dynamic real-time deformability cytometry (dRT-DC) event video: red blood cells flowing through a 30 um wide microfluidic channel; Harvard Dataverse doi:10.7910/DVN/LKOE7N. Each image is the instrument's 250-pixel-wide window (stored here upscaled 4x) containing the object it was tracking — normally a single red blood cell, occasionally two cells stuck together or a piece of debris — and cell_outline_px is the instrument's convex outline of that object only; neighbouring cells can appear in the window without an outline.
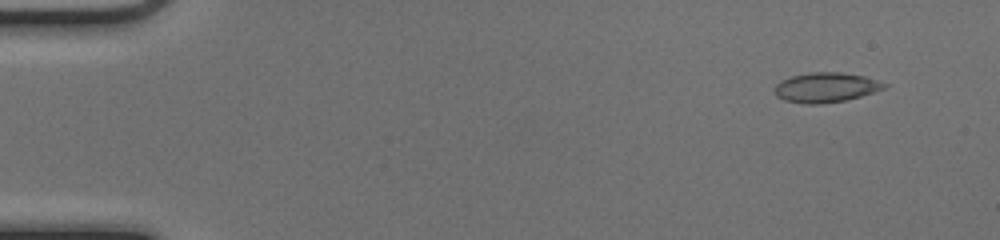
{"species": "common noctule bat (a hibernating species)", "species_latin": "Nyctalus noctula", "temperature_condition": "cold", "stored_images_in_passage": 50, "camera_frame_rate_fps": 3000, "um_per_image_px": 0.085, "animal": {"sex": "female", "body_mass_g": 17.0, "forearm_length_mm": 48.0}, "frame": {"image": 1, "passage_image": 4, "time_ms": 1.0, "image_size_px": [1000, 240], "cell_outline_px": [[888, 84], [884, 88], [860, 96], [844, 100], [820, 104], [808, 104], [784, 100], [776, 96], [772, 92], [776, 84], [780, 80], [792, 76], [808, 72], [840, 72], [864, 76]], "centroid_in_image_um": [70.13, 7.42], "position_along_channel_um": 14.9, "area_um2": 18.96}}
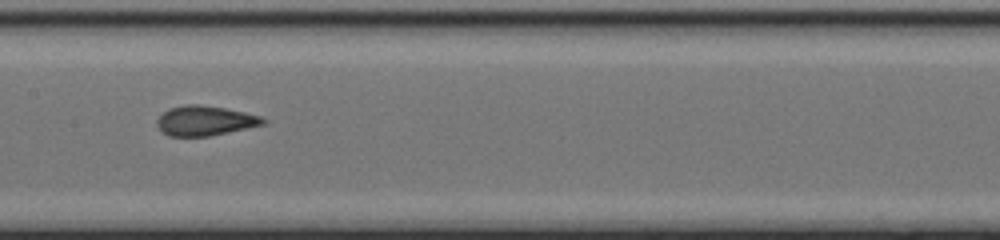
{"frame": {"image": 2, "passage_image": 26, "time_ms": 8.333, "image_size_px": [1000, 240], "cell_outline_px": [[268, 120], [264, 124], [248, 128], [208, 136], [168, 136], [156, 124], [156, 120], [168, 108], [184, 104], [200, 104], [224, 108], [244, 112], [260, 116]], "centroid_in_image_um": [17.42, 10.25], "position_along_channel_um": 190.0, "area_um2": 18.38}}
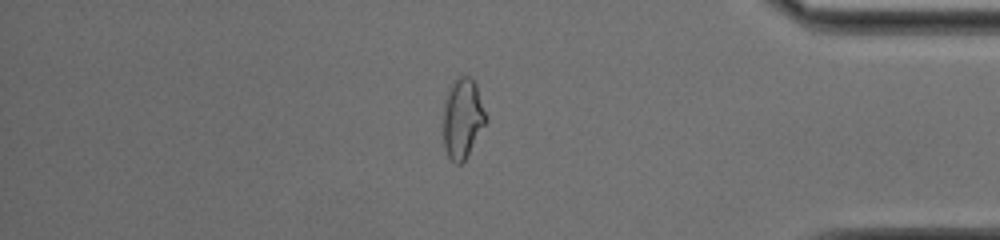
{"frame": {"image": 3, "passage_image": 43, "time_ms": 14.0, "image_size_px": [1000, 240], "cell_outline_px": [[488, 120], [464, 160], [460, 164], [456, 164], [448, 156], [444, 148], [444, 100], [452, 80], [456, 76], [468, 76], [476, 84]], "centroid_in_image_um": [39.31, 10.03], "position_along_channel_um": 395.9, "area_um2": 19.83}, "authors_computed_cell_mechanics": {"area_um2": 18.6116, "velocity_mm_per_s": 4.1268, "shape_relaxation_time_tau1_ms": 10.3396, "shape_relaxation_time_tau2_ms": 1.1431, "deformation_change_tau1": 0.2518, "deformation_change_tau2": 0.0638}}